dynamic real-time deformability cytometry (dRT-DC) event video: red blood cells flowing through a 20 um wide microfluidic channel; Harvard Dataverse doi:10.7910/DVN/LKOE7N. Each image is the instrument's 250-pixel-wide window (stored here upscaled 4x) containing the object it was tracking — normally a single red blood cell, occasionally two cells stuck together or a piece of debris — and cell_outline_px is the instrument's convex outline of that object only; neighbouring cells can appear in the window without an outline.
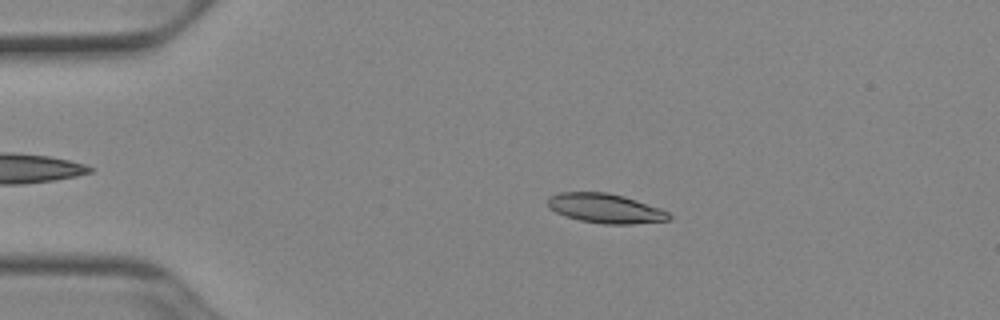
{"species": "Egyptian fruit bat (a non-hibernating species)", "species_latin": "Rousettus aegyptiacus", "temperature_condition": "cold", "stored_images_in_passage": 51, "camera_frame_rate_fps": 3000, "um_per_image_px": 0.085, "animal": {"sex": "female"}, "frame": {"image": 1, "passage_image": 10, "time_ms": 3.0, "image_size_px": [1000, 320], "cell_outline_px": [[672, 216], [668, 220], [632, 224], [604, 224], [580, 220], [564, 216], [548, 208], [548, 196], [560, 192], [608, 192], [624, 196], [660, 208], [668, 212]], "centroid_in_image_um": [51.43, 17.7], "position_along_channel_um": 33.6, "area_um2": 20.87}}
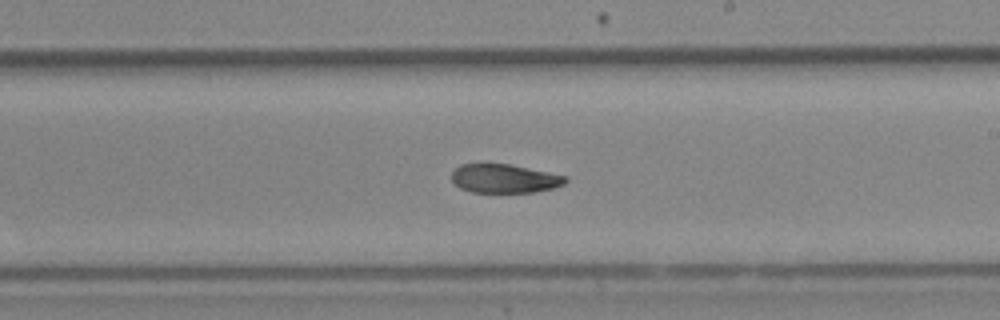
{"frame": {"image": 2, "passage_image": 30, "time_ms": 9.667, "image_size_px": [1000, 320], "cell_outline_px": [[568, 180], [564, 184], [552, 188], [532, 192], [472, 192], [460, 188], [452, 180], [452, 172], [460, 164], [508, 164], [568, 176]], "centroid_in_image_um": [42.88, 15.18], "position_along_channel_um": 246.1, "area_um2": 18.9}}
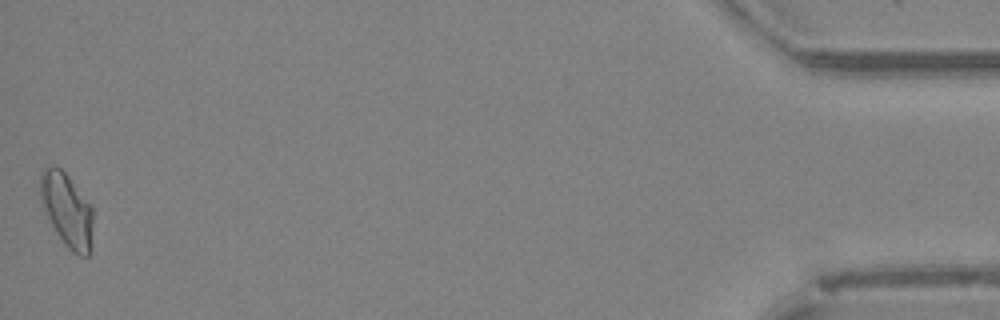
{"frame": {"image": 3, "passage_image": 51, "time_ms": 16.667, "image_size_px": [1000, 320], "cell_outline_px": [[92, 252], [88, 256], [80, 256], [72, 252], [64, 244], [48, 220], [40, 200], [40, 172], [48, 164], [56, 164], [68, 176], [92, 208]], "centroid_in_image_um": [5.67, 17.85], "position_along_channel_um": 429.5, "area_um2": 22.89}, "authors_computed_cell_mechanics": {"area_um2": 20.6924, "velocity_mm_per_s": 3.9151, "shape_relaxation_time_tau1_ms": 10.824, "shape_relaxation_time_tau2_ms": 5.6019, "deformation_change_tau1": 0.2156, "deformation_change_tau2": 0.1029}}